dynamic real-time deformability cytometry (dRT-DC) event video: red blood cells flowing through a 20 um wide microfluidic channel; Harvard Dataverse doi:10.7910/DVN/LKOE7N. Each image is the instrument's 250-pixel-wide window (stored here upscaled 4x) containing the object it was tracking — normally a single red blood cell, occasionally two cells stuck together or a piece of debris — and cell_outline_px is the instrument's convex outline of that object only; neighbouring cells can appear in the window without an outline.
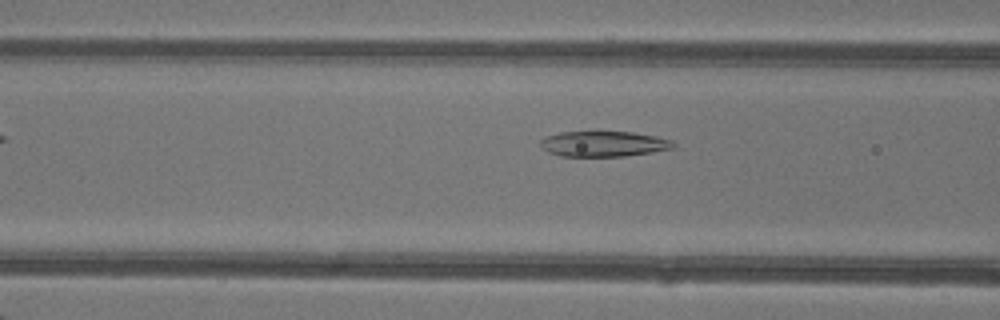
{"species": "common noctule bat (a hibernating species)", "species_latin": "Nyctalus noctula", "temperature_condition": "warm", "stored_images_in_passage": 33, "camera_frame_rate_fps": 3000, "um_per_image_px": 0.085, "animal": {"sex": "female"}, "frame": {"image": 1, "passage_image": 5, "time_ms": 1.333, "image_size_px": [1000, 320], "cell_outline_px": [[676, 148], [652, 152], [624, 156], [560, 156], [548, 152], [540, 144], [540, 140], [544, 136], [560, 132], [596, 128], [632, 132], [656, 136], [672, 140], [676, 144]], "centroid_in_image_um": [51.3, 12.17], "position_along_channel_um": 115.3, "area_um2": 20.81}}
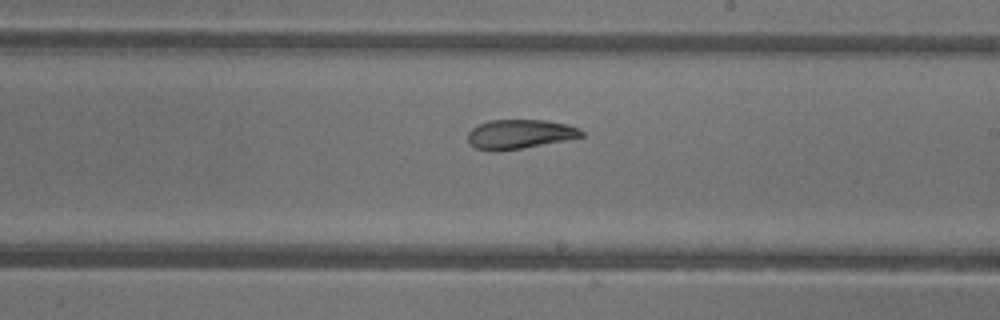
{"frame": {"image": 2, "passage_image": 14, "time_ms": 4.333, "image_size_px": [1000, 320], "cell_outline_px": [[584, 136], [564, 140], [520, 148], [492, 152], [476, 148], [468, 140], [468, 132], [472, 128], [488, 120], [544, 120], [568, 124], [580, 128], [584, 132]], "centroid_in_image_um": [44.18, 11.39], "position_along_channel_um": 244.8, "area_um2": 19.25}}
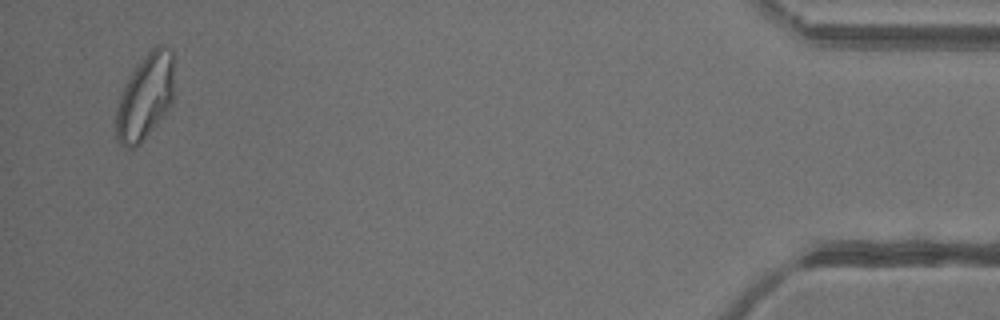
{"frame": {"image": 3, "passage_image": 32, "time_ms": 10.333, "image_size_px": [1000, 320], "cell_outline_px": [[172, 104], [140, 144], [132, 148], [128, 148], [120, 144], [116, 140], [116, 108], [124, 84], [132, 72], [144, 56], [156, 44], [164, 44], [172, 48]], "centroid_in_image_um": [12.32, 8.22], "position_along_channel_um": 422.9, "area_um2": 28.78}, "authors_computed_cell_mechanics": {"area_um2": 20.8658, "velocity_mm_per_s": 4.3101, "shape_relaxation_time_tau1_ms": 7.7156, "shape_relaxation_time_tau2_ms": 1.5672, "deformation_change_tau1": 0.2185, "deformation_change_tau2": 0.0649}}